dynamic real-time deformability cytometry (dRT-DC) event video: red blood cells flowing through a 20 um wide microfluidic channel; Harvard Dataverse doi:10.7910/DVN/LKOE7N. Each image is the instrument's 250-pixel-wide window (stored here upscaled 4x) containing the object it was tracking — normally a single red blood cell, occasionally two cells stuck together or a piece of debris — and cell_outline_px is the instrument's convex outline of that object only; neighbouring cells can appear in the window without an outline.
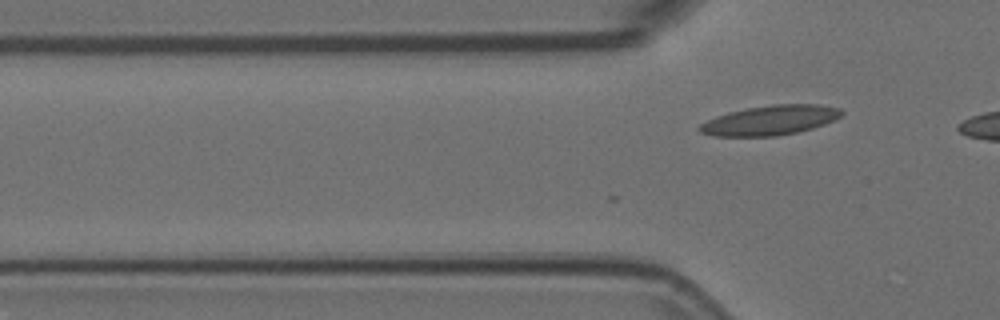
{"species": "Egyptian fruit bat (a non-hibernating species)", "species_latin": "Rousettus aegyptiacus", "temperature_condition": "room temperature", "stored_images_in_passage": 12, "camera_frame_rate_fps": 3000, "um_per_image_px": 0.085, "animal": {"sex": "female"}, "frame": {"image": 1, "passage_image": 12, "time_ms": 3.667, "image_size_px": [1000, 320], "cell_outline_px": [[844, 112], [836, 120], [812, 128], [796, 132], [776, 136], [712, 136], [700, 132], [696, 128], [700, 124], [716, 116], [728, 112], [748, 108], [772, 104], [820, 104], [840, 108]], "centroid_in_image_um": [65.46, 10.22], "position_along_channel_um": 60.3, "area_um2": 24.62}}